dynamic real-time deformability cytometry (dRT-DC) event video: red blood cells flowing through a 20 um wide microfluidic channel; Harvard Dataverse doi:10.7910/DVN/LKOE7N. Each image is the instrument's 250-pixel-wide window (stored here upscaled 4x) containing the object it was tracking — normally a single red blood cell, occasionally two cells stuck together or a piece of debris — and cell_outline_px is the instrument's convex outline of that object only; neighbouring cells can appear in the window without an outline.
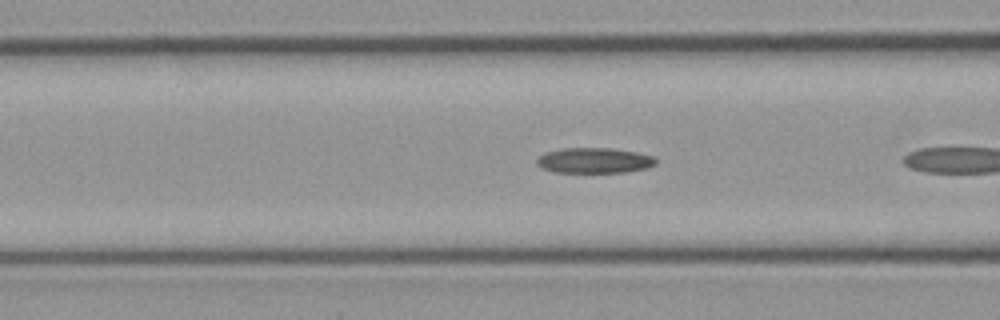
{"species": "common noctule bat (a hibernating species)", "species_latin": "Nyctalus noctula", "temperature_condition": "cold", "stored_images_in_passage": 6, "camera_frame_rate_fps": 3000, "um_per_image_px": 0.085, "animal": {"sex": "male", "body_mass_g": 23.1, "forearm_length_mm": 52.7}, "frame": {"image": 1, "passage_image": 5, "time_ms": 1.333, "image_size_px": [1000, 320], "cell_outline_px": [[656, 164], [648, 168], [624, 172], [552, 172], [540, 168], [536, 164], [536, 160], [544, 152], [564, 148], [608, 148], [636, 152], [652, 156], [656, 160]], "centroid_in_image_um": [50.47, 13.64], "position_along_channel_um": 116.1, "area_um2": 17.63}}